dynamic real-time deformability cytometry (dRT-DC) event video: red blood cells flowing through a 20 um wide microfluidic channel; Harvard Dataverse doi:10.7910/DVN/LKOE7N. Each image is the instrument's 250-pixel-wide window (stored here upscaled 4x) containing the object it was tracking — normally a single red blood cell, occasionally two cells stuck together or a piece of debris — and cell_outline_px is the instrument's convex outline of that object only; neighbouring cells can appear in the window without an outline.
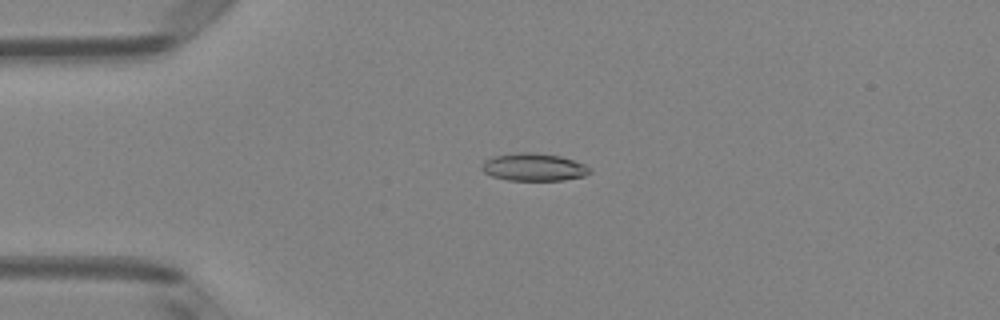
{"species": "Egyptian fruit bat (a non-hibernating species)", "species_latin": "Rousettus aegyptiacus", "temperature_condition": "room temperature", "stored_images_in_passage": 5, "camera_frame_rate_fps": 3000, "um_per_image_px": 0.085, "animal": {"sex": "female"}, "frame": {"image": 1, "passage_image": 4, "time_ms": 1.0, "image_size_px": [1000, 320], "cell_outline_px": [[592, 172], [584, 176], [564, 180], [508, 180], [492, 176], [484, 172], [480, 168], [484, 160], [492, 156], [516, 152], [536, 152], [560, 156], [584, 164], [592, 168]], "centroid_in_image_um": [45.36, 14.19], "position_along_channel_um": 39.6, "area_um2": 17.57}}